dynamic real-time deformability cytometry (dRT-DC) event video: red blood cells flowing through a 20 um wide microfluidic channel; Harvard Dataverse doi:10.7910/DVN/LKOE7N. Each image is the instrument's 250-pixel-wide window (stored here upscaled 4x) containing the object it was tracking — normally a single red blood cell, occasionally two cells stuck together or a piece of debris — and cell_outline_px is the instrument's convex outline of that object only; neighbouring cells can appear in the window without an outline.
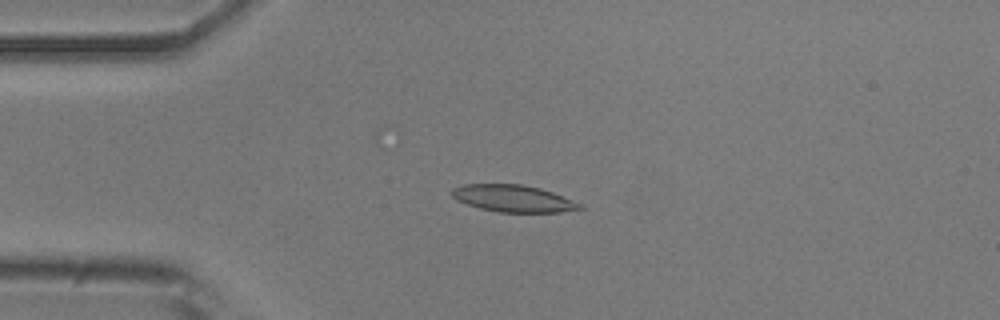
{"species": "common noctule bat (a hibernating species)", "species_latin": "Nyctalus noctula", "temperature_condition": "room temperature", "stored_images_in_passage": 49, "camera_frame_rate_fps": 3000, "um_per_image_px": 0.085, "animal": {"sex": "male", "body_mass_g": 20.5, "forearm_length_mm": 52.5}, "frame": {"image": 1, "passage_image": 8, "time_ms": 2.333, "image_size_px": [1000, 320], "cell_outline_px": [[584, 208], [560, 212], [500, 212], [480, 208], [456, 200], [452, 196], [452, 188], [460, 184], [524, 184], [540, 188], [552, 192], [584, 204]], "centroid_in_image_um": [43.64, 16.86], "position_along_channel_um": 41.4, "area_um2": 20.17}}
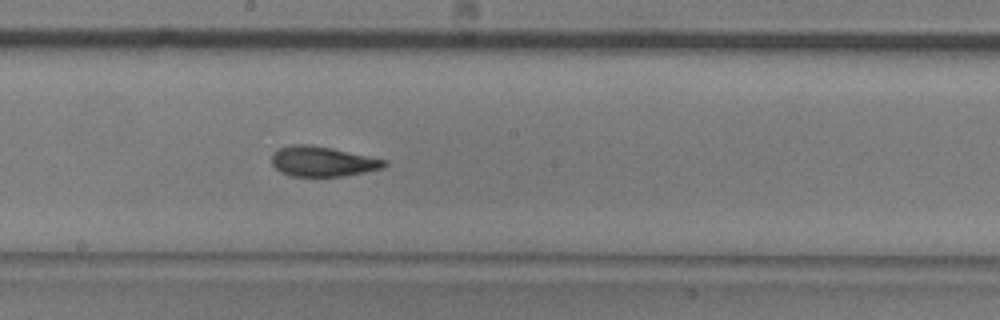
{"frame": {"image": 2, "passage_image": 24, "time_ms": 7.667, "image_size_px": [1000, 320], "cell_outline_px": [[388, 164], [384, 168], [344, 176], [288, 176], [280, 172], [272, 164], [272, 152], [276, 148], [288, 144], [312, 144], [332, 148], [388, 160]], "centroid_in_image_um": [27.39, 13.71], "position_along_channel_um": 220.8, "area_um2": 20.11}}
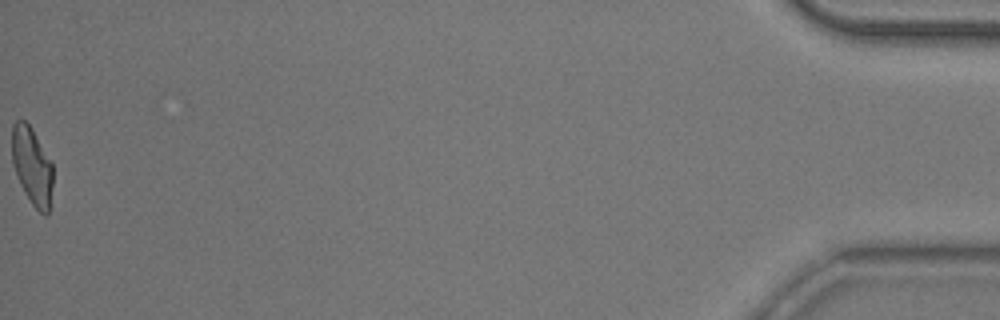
{"frame": {"image": 3, "passage_image": 49, "time_ms": 16.0, "image_size_px": [1000, 320], "cell_outline_px": [[52, 184], [48, 216], [44, 216], [32, 204], [24, 192], [20, 184], [12, 164], [12, 124], [16, 120], [24, 120], [32, 128], [52, 164]], "centroid_in_image_um": [2.71, 14.12], "position_along_channel_um": 432.5, "area_um2": 18.44}, "authors_computed_cell_mechanics": {"area_um2": 19.941, "velocity_mm_per_s": 3.7786, "shape_relaxation_time_tau1_ms": 5.9328, "shape_relaxation_time_tau2_ms": 1.1544, "deformation_change_tau1": 0.1818, "deformation_change_tau2": 0.0842}}